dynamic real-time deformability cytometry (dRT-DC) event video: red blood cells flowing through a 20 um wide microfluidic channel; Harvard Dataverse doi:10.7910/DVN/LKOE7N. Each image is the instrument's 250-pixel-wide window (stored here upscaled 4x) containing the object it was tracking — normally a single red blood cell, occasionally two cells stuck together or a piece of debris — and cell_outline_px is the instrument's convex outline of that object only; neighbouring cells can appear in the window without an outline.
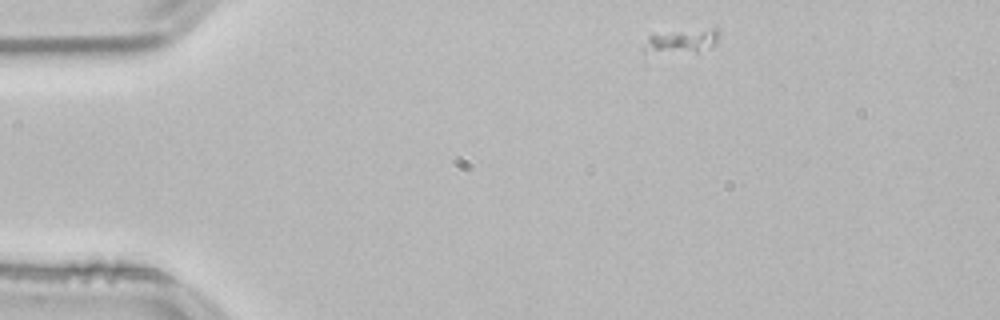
{"species": "common noctule bat (a hibernating species)", "species_latin": "Nyctalus noctula", "temperature_condition": "room temperature", "stored_images_in_passage": 46, "camera_frame_rate_fps": 3000, "um_per_image_px": 0.085, "animal": {"sex": "male", "body_mass_g": 21.5, "forearm_length_mm": 52.0}, "frame": {"image": 1, "passage_image": 1, "time_ms": 0.0, "image_size_px": [1000, 320], "cell_outline_px": [[720, 36], [716, 44], [708, 48], [696, 52], [644, 56], [644, 48], [648, 36], [712, 28], [716, 28], [720, 32]], "centroid_in_image_um": [57.92, 3.58], "position_along_channel_um": 27.1, "area_um2": 10.75}}
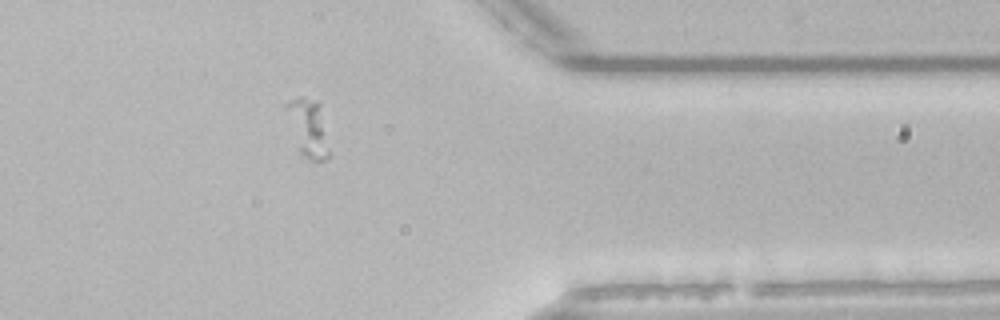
{"frame": {"image": 2, "passage_image": 36, "time_ms": 11.667, "image_size_px": [1000, 320], "cell_outline_px": [[328, 156], [324, 160], [308, 160], [300, 152], [284, 108], [284, 104], [288, 100], [300, 96], [304, 96], [316, 100], [320, 104], [328, 152]], "centroid_in_image_um": [26.15, 10.8], "position_along_channel_um": 385.3, "area_um2": 14.05}}
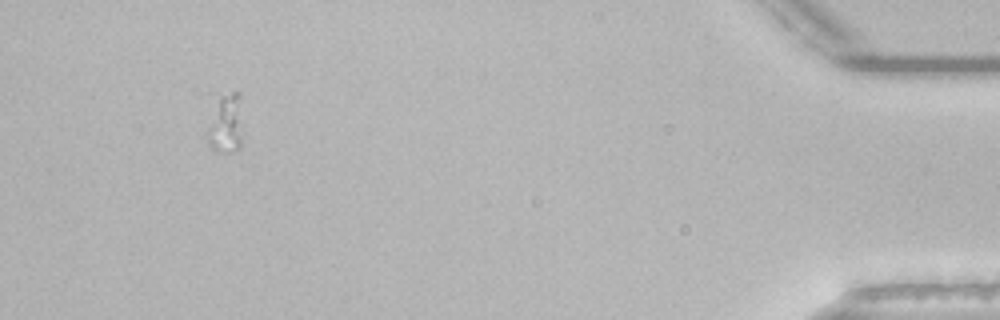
{"frame": {"image": 3, "passage_image": 43, "time_ms": 14.0, "image_size_px": [1000, 320], "cell_outline_px": [[240, 148], [236, 152], [220, 152], [212, 148], [204, 140], [204, 132], [216, 96], [232, 92], [240, 92]], "centroid_in_image_um": [19.09, 10.51], "position_along_channel_um": 416.1, "area_um2": 12.83}}